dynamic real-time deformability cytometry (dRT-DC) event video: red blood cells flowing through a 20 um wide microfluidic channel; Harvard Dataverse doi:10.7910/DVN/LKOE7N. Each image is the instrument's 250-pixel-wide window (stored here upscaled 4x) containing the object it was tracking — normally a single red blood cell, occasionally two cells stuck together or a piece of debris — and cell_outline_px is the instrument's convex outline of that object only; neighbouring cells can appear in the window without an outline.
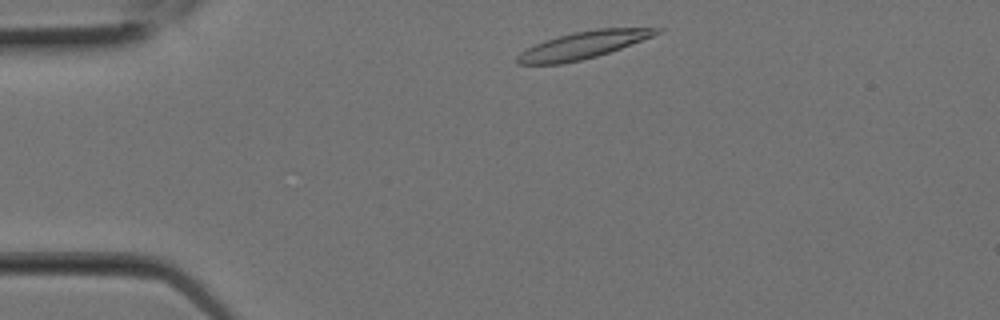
{"species": "Egyptian fruit bat (a non-hibernating species)", "species_latin": "Rousettus aegyptiacus", "temperature_condition": "room temperature", "stored_images_in_passage": 5, "camera_frame_rate_fps": 3000, "um_per_image_px": 0.085, "animal": {"sex": "female"}, "frame": {"image": 1, "passage_image": 1, "time_ms": 0.0, "image_size_px": [1000, 320], "cell_outline_px": [[664, 28], [660, 32], [652, 36], [620, 48], [596, 56], [580, 60], [560, 64], [516, 64], [516, 56], [520, 52], [536, 44], [572, 32], [596, 28]], "centroid_in_image_um": [49.54, 3.83], "position_along_channel_um": 35.5, "area_um2": 21.62}}